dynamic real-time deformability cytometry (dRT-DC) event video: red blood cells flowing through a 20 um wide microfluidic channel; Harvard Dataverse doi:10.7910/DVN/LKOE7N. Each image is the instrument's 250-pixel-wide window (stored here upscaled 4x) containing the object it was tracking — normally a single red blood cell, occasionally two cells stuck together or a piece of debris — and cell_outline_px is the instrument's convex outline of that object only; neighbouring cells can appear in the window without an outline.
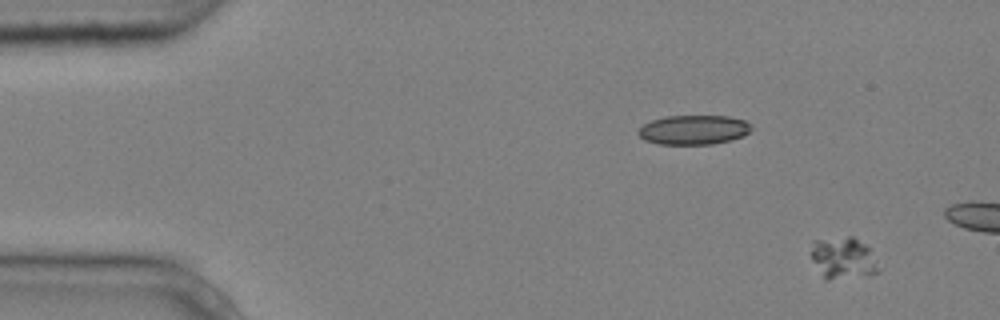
{"species": "common noctule bat (a hibernating species)", "species_latin": "Nyctalus noctula", "temperature_condition": "cold", "stored_images_in_passage": 4, "camera_frame_rate_fps": 3000, "um_per_image_px": 0.085, "animal": {"sex": "male", "body_mass_g": 20.4}, "frame": {"image": 1, "passage_image": 1, "time_ms": 0.0, "image_size_px": [1000, 320], "cell_outline_px": [[880, 272], [868, 276], [828, 280], [824, 280], [812, 260], [808, 252], [812, 240], [848, 236], [852, 236], [864, 244], [868, 248], [880, 268]], "centroid_in_image_um": [71.62, 21.95], "position_along_channel_um": 13.4, "area_um2": 16.88}}